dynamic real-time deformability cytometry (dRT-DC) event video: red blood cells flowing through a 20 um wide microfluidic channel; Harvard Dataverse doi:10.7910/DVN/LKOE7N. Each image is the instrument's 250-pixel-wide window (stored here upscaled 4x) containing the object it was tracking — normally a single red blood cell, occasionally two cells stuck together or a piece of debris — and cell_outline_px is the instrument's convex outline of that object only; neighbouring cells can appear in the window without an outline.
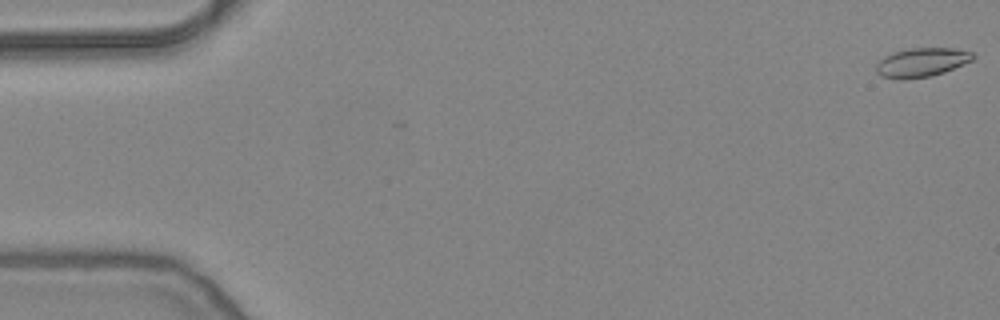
{"species": "common noctule bat (a hibernating species)", "species_latin": "Nyctalus noctula", "temperature_condition": "warm", "stored_images_in_passage": 12, "camera_frame_rate_fps": 3000, "um_per_image_px": 0.085, "animal": {"sex": "female", "body_mass_g": 24.6, "forearm_length_mm": 56.2}, "frame": {"image": 1, "passage_image": 1, "time_ms": 0.0, "image_size_px": [1000, 320], "cell_outline_px": [[976, 56], [972, 60], [944, 72], [932, 76], [880, 76], [876, 72], [876, 64], [884, 56], [892, 52], [912, 48], [952, 48], [972, 52]], "centroid_in_image_um": [78.38, 5.25], "position_along_channel_um": 6.6, "area_um2": 15.66}}